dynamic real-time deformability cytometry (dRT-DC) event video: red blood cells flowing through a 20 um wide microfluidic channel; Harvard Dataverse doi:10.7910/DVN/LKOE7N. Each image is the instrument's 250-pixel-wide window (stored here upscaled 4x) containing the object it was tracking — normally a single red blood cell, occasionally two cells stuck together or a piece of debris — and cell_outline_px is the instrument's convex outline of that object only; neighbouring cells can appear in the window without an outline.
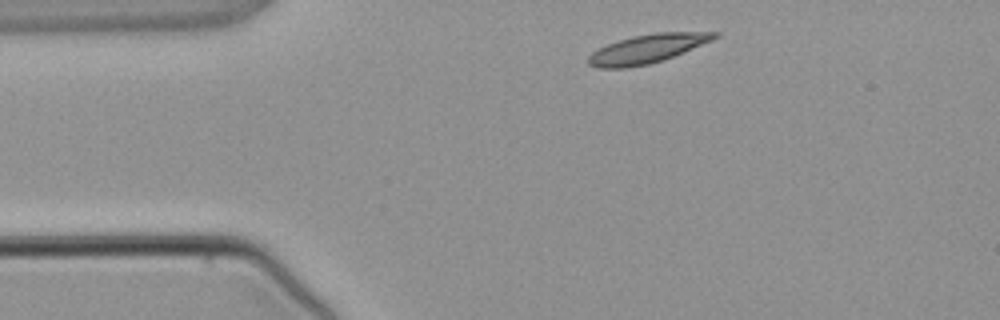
{"species": "common noctule bat (a hibernating species)", "species_latin": "Nyctalus noctula", "temperature_condition": "warm", "stored_images_in_passage": 5, "segment_of_instrument_passage": [2, 2], "camera_frame_rate_fps": 3000, "um_per_image_px": 0.085, "animal": {"sex": "male", "body_mass_g": 21.5, "forearm_length_mm": 52.0}, "frame": {"image": 1, "passage_image": 5, "time_ms": 8.0, "image_size_px": [1000, 320], "cell_outline_px": [[720, 36], [712, 40], [664, 60], [648, 64], [624, 68], [600, 68], [588, 64], [588, 56], [592, 52], [608, 44], [632, 36], [656, 32], [720, 32]], "centroid_in_image_um": [55.03, 4.14], "position_along_channel_um": 30.0, "area_um2": 20.92}}